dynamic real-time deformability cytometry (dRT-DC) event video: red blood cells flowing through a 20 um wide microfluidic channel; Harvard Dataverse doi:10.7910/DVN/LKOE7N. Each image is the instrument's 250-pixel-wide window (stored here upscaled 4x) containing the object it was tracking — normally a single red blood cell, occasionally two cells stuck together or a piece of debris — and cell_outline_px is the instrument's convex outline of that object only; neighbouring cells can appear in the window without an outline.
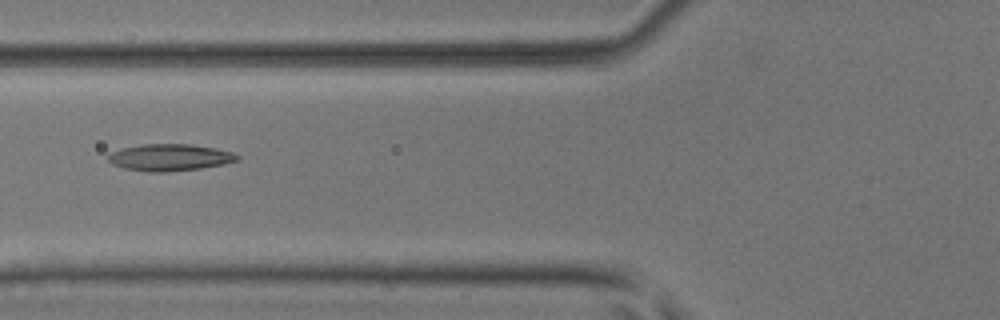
{"species": "common noctule bat (a hibernating species)", "species_latin": "Nyctalus noctula", "temperature_condition": "room temperature", "stored_images_in_passage": 6, "camera_frame_rate_fps": 3000, "um_per_image_px": 0.085, "animal": {"sex": "male", "body_mass_g": 17.9, "forearm_length_mm": 54.2}, "frame": {"image": 1, "passage_image": 5, "time_ms": 1.333, "image_size_px": [1000, 320], "cell_outline_px": [[240, 160], [224, 164], [200, 168], [164, 172], [148, 172], [124, 168], [112, 164], [108, 160], [108, 156], [112, 152], [120, 148], [144, 144], [192, 144], [216, 148], [232, 152], [240, 156]], "centroid_in_image_um": [14.45, 13.38], "position_along_channel_um": 111.4, "area_um2": 20.23}}
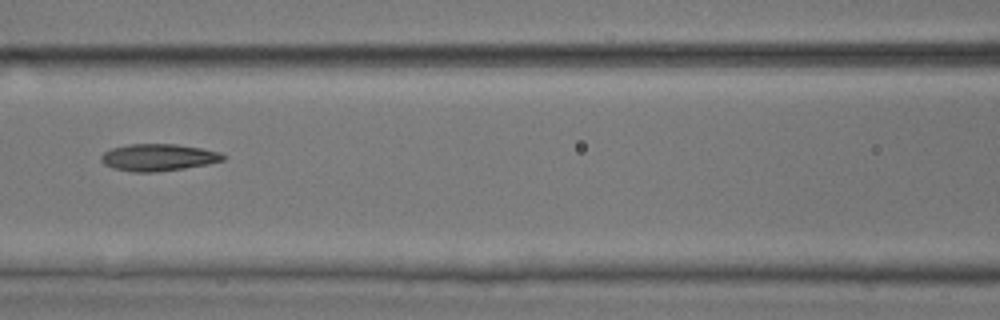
{"frame": {"image": 2, "passage_image": 6, "time_ms": 1.667, "image_size_px": [1000, 320], "cell_outline_px": [[228, 156], [224, 160], [208, 164], [184, 168], [156, 172], [132, 172], [112, 168], [104, 164], [100, 160], [100, 156], [104, 152], [112, 148], [128, 144], [176, 144], [200, 148], [220, 152]], "centroid_in_image_um": [13.45, 13.38], "position_along_channel_um": 153.1, "area_um2": 19.31}}